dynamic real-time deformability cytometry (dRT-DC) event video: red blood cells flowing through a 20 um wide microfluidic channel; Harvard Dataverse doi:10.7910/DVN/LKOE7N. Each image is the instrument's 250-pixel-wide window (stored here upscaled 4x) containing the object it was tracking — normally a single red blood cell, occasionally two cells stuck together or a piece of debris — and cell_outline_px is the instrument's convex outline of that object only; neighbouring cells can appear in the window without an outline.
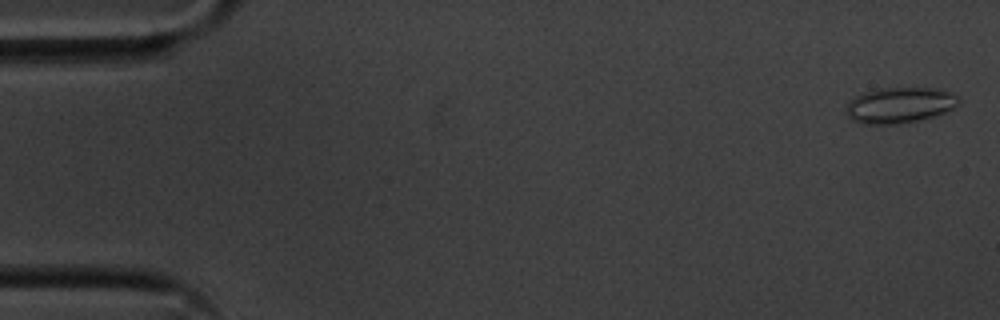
{"species": "common noctule bat (a hibernating species)", "species_latin": "Nyctalus noctula", "temperature_condition": "cold", "stored_images_in_passage": 55, "camera_frame_rate_fps": 3000, "um_per_image_px": 0.085, "animal": {"sex": "male", "body_mass_g": 20.1, "forearm_length_mm": 53.5}, "frame": {"image": 1, "passage_image": 2, "time_ms": 0.333, "image_size_px": [1000, 320], "cell_outline_px": [[960, 104], [936, 116], [896, 124], [860, 124], [852, 120], [848, 116], [844, 108], [848, 100], [864, 92], [880, 88], [936, 88], [960, 96]], "centroid_in_image_um": [76.44, 8.94], "position_along_channel_um": 8.6, "area_um2": 23.64}}
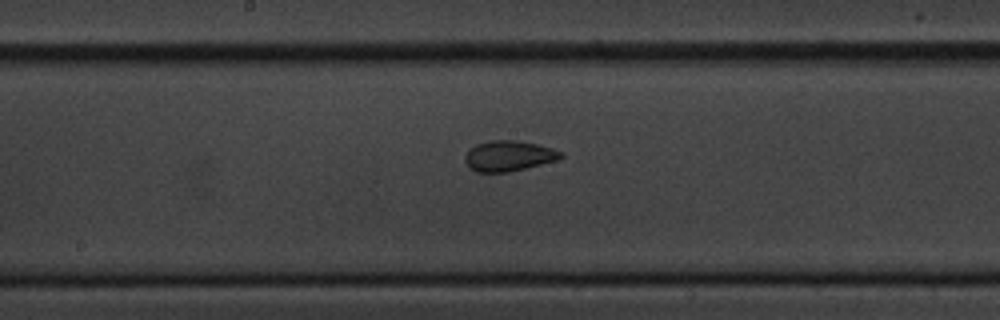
{"frame": {"image": 2, "passage_image": 29, "time_ms": 9.333, "image_size_px": [1000, 320], "cell_outline_px": [[564, 156], [560, 160], [508, 172], [476, 172], [468, 168], [464, 160], [464, 156], [476, 144], [492, 140], [516, 140], [536, 144], [552, 148], [564, 152]], "centroid_in_image_um": [43.27, 13.26], "position_along_channel_um": 204.9, "area_um2": 17.17}}
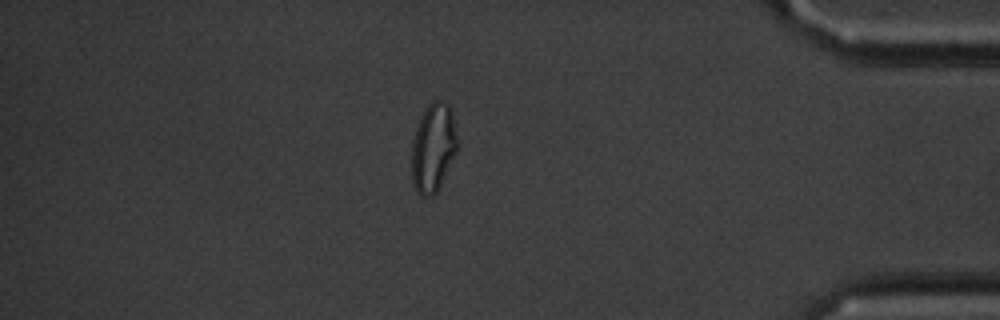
{"frame": {"image": 3, "passage_image": 48, "time_ms": 15.667, "image_size_px": [1000, 320], "cell_outline_px": [[456, 152], [436, 192], [432, 196], [420, 196], [416, 192], [412, 184], [412, 140], [420, 116], [428, 104], [432, 100], [440, 100], [448, 104], [452, 112], [456, 136]], "centroid_in_image_um": [36.79, 12.54], "position_along_channel_um": 398.4, "area_um2": 23.41}}